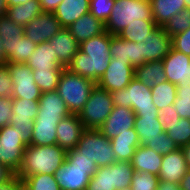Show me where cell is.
Returning a JSON list of instances; mask_svg holds the SVG:
<instances>
[{"label": "cell", "mask_w": 190, "mask_h": 190, "mask_svg": "<svg viewBox=\"0 0 190 190\" xmlns=\"http://www.w3.org/2000/svg\"><path fill=\"white\" fill-rule=\"evenodd\" d=\"M67 158V151L59 145H27L24 150L23 162L16 174L21 180L35 174L54 175Z\"/></svg>", "instance_id": "6da1fadb"}, {"label": "cell", "mask_w": 190, "mask_h": 190, "mask_svg": "<svg viewBox=\"0 0 190 190\" xmlns=\"http://www.w3.org/2000/svg\"><path fill=\"white\" fill-rule=\"evenodd\" d=\"M95 85V81L64 68L56 91L63 98L70 113L78 114L83 109Z\"/></svg>", "instance_id": "7a4b0ae2"}, {"label": "cell", "mask_w": 190, "mask_h": 190, "mask_svg": "<svg viewBox=\"0 0 190 190\" xmlns=\"http://www.w3.org/2000/svg\"><path fill=\"white\" fill-rule=\"evenodd\" d=\"M114 106L132 108L135 115H159L153 103L151 88L135 77L121 90L110 92Z\"/></svg>", "instance_id": "3957f363"}, {"label": "cell", "mask_w": 190, "mask_h": 190, "mask_svg": "<svg viewBox=\"0 0 190 190\" xmlns=\"http://www.w3.org/2000/svg\"><path fill=\"white\" fill-rule=\"evenodd\" d=\"M74 149L77 151V158L94 160L98 168L116 162L110 139L106 138L99 129H84Z\"/></svg>", "instance_id": "277c9868"}, {"label": "cell", "mask_w": 190, "mask_h": 190, "mask_svg": "<svg viewBox=\"0 0 190 190\" xmlns=\"http://www.w3.org/2000/svg\"><path fill=\"white\" fill-rule=\"evenodd\" d=\"M139 20H154L151 3L135 0H115L111 14L105 23V30L118 35L128 25Z\"/></svg>", "instance_id": "5b68a950"}, {"label": "cell", "mask_w": 190, "mask_h": 190, "mask_svg": "<svg viewBox=\"0 0 190 190\" xmlns=\"http://www.w3.org/2000/svg\"><path fill=\"white\" fill-rule=\"evenodd\" d=\"M134 172L129 161H116L110 166L98 168L90 178L86 190L129 189Z\"/></svg>", "instance_id": "8992f818"}, {"label": "cell", "mask_w": 190, "mask_h": 190, "mask_svg": "<svg viewBox=\"0 0 190 190\" xmlns=\"http://www.w3.org/2000/svg\"><path fill=\"white\" fill-rule=\"evenodd\" d=\"M113 107L111 94L96 84L78 117L84 129H99Z\"/></svg>", "instance_id": "52a82bcc"}, {"label": "cell", "mask_w": 190, "mask_h": 190, "mask_svg": "<svg viewBox=\"0 0 190 190\" xmlns=\"http://www.w3.org/2000/svg\"><path fill=\"white\" fill-rule=\"evenodd\" d=\"M22 132L9 124L0 129V163L15 174L21 168L26 144L22 141Z\"/></svg>", "instance_id": "ba28073f"}, {"label": "cell", "mask_w": 190, "mask_h": 190, "mask_svg": "<svg viewBox=\"0 0 190 190\" xmlns=\"http://www.w3.org/2000/svg\"><path fill=\"white\" fill-rule=\"evenodd\" d=\"M13 81L12 98L39 100L41 91L37 86L32 69L26 63L5 64Z\"/></svg>", "instance_id": "9c48e42d"}, {"label": "cell", "mask_w": 190, "mask_h": 190, "mask_svg": "<svg viewBox=\"0 0 190 190\" xmlns=\"http://www.w3.org/2000/svg\"><path fill=\"white\" fill-rule=\"evenodd\" d=\"M39 100L13 98V116L10 124L22 132V141L29 145L32 140L33 123L39 111Z\"/></svg>", "instance_id": "30bf717a"}, {"label": "cell", "mask_w": 190, "mask_h": 190, "mask_svg": "<svg viewBox=\"0 0 190 190\" xmlns=\"http://www.w3.org/2000/svg\"><path fill=\"white\" fill-rule=\"evenodd\" d=\"M134 72L135 68L130 62L118 60V57H111L108 68L96 84L109 93L121 90L130 84V81L135 77Z\"/></svg>", "instance_id": "8fae6325"}, {"label": "cell", "mask_w": 190, "mask_h": 190, "mask_svg": "<svg viewBox=\"0 0 190 190\" xmlns=\"http://www.w3.org/2000/svg\"><path fill=\"white\" fill-rule=\"evenodd\" d=\"M98 167L73 166L67 160L54 174L61 190H86Z\"/></svg>", "instance_id": "7c38bea8"}, {"label": "cell", "mask_w": 190, "mask_h": 190, "mask_svg": "<svg viewBox=\"0 0 190 190\" xmlns=\"http://www.w3.org/2000/svg\"><path fill=\"white\" fill-rule=\"evenodd\" d=\"M110 60L111 56L91 57L79 49L66 68L72 73L89 78L97 83L108 68Z\"/></svg>", "instance_id": "4fadbf2b"}, {"label": "cell", "mask_w": 190, "mask_h": 190, "mask_svg": "<svg viewBox=\"0 0 190 190\" xmlns=\"http://www.w3.org/2000/svg\"><path fill=\"white\" fill-rule=\"evenodd\" d=\"M61 29L62 26L53 13L42 12L24 26V34L40 44L49 41Z\"/></svg>", "instance_id": "5bb4252c"}, {"label": "cell", "mask_w": 190, "mask_h": 190, "mask_svg": "<svg viewBox=\"0 0 190 190\" xmlns=\"http://www.w3.org/2000/svg\"><path fill=\"white\" fill-rule=\"evenodd\" d=\"M162 64L167 81L176 86L190 84V56L171 48Z\"/></svg>", "instance_id": "9a60e30c"}, {"label": "cell", "mask_w": 190, "mask_h": 190, "mask_svg": "<svg viewBox=\"0 0 190 190\" xmlns=\"http://www.w3.org/2000/svg\"><path fill=\"white\" fill-rule=\"evenodd\" d=\"M135 117L132 108L114 106L99 130L106 138L112 139L119 133L127 132V130L133 128Z\"/></svg>", "instance_id": "2e32d148"}, {"label": "cell", "mask_w": 190, "mask_h": 190, "mask_svg": "<svg viewBox=\"0 0 190 190\" xmlns=\"http://www.w3.org/2000/svg\"><path fill=\"white\" fill-rule=\"evenodd\" d=\"M109 52L112 58L130 62L134 68L144 63L143 42L135 43L110 34Z\"/></svg>", "instance_id": "e0dca14e"}, {"label": "cell", "mask_w": 190, "mask_h": 190, "mask_svg": "<svg viewBox=\"0 0 190 190\" xmlns=\"http://www.w3.org/2000/svg\"><path fill=\"white\" fill-rule=\"evenodd\" d=\"M172 48V37L163 29L157 26L149 33L148 38L143 42L144 63L163 60Z\"/></svg>", "instance_id": "ac0fdd59"}, {"label": "cell", "mask_w": 190, "mask_h": 190, "mask_svg": "<svg viewBox=\"0 0 190 190\" xmlns=\"http://www.w3.org/2000/svg\"><path fill=\"white\" fill-rule=\"evenodd\" d=\"M84 126L78 114H70L63 117L56 127L57 145L66 151L74 149L80 140Z\"/></svg>", "instance_id": "d6986e66"}, {"label": "cell", "mask_w": 190, "mask_h": 190, "mask_svg": "<svg viewBox=\"0 0 190 190\" xmlns=\"http://www.w3.org/2000/svg\"><path fill=\"white\" fill-rule=\"evenodd\" d=\"M38 107L39 111L35 119L59 122L63 117L71 114L56 90L41 93Z\"/></svg>", "instance_id": "ffe728a7"}, {"label": "cell", "mask_w": 190, "mask_h": 190, "mask_svg": "<svg viewBox=\"0 0 190 190\" xmlns=\"http://www.w3.org/2000/svg\"><path fill=\"white\" fill-rule=\"evenodd\" d=\"M2 45L9 63H27L35 51L37 43L31 41L25 34L7 37Z\"/></svg>", "instance_id": "44dd1931"}, {"label": "cell", "mask_w": 190, "mask_h": 190, "mask_svg": "<svg viewBox=\"0 0 190 190\" xmlns=\"http://www.w3.org/2000/svg\"><path fill=\"white\" fill-rule=\"evenodd\" d=\"M188 170L184 154L181 148H178L167 155H163L158 178L160 181L179 184Z\"/></svg>", "instance_id": "7402d4cb"}, {"label": "cell", "mask_w": 190, "mask_h": 190, "mask_svg": "<svg viewBox=\"0 0 190 190\" xmlns=\"http://www.w3.org/2000/svg\"><path fill=\"white\" fill-rule=\"evenodd\" d=\"M47 42L52 45L58 62L65 68L72 62L73 56L79 50V44L67 28H62Z\"/></svg>", "instance_id": "603a6c76"}, {"label": "cell", "mask_w": 190, "mask_h": 190, "mask_svg": "<svg viewBox=\"0 0 190 190\" xmlns=\"http://www.w3.org/2000/svg\"><path fill=\"white\" fill-rule=\"evenodd\" d=\"M78 44L105 32V23L97 19L90 12L78 18L67 28Z\"/></svg>", "instance_id": "cb8c5ba5"}, {"label": "cell", "mask_w": 190, "mask_h": 190, "mask_svg": "<svg viewBox=\"0 0 190 190\" xmlns=\"http://www.w3.org/2000/svg\"><path fill=\"white\" fill-rule=\"evenodd\" d=\"M162 155L149 149L145 145H140L134 152L130 161L135 172H147L158 176L161 164Z\"/></svg>", "instance_id": "d4e9b609"}, {"label": "cell", "mask_w": 190, "mask_h": 190, "mask_svg": "<svg viewBox=\"0 0 190 190\" xmlns=\"http://www.w3.org/2000/svg\"><path fill=\"white\" fill-rule=\"evenodd\" d=\"M90 0H64L53 12L62 28H68L78 18L90 12Z\"/></svg>", "instance_id": "484cf974"}, {"label": "cell", "mask_w": 190, "mask_h": 190, "mask_svg": "<svg viewBox=\"0 0 190 190\" xmlns=\"http://www.w3.org/2000/svg\"><path fill=\"white\" fill-rule=\"evenodd\" d=\"M116 161H131L135 150L141 145L138 134L134 128L119 133L110 139Z\"/></svg>", "instance_id": "4316f807"}, {"label": "cell", "mask_w": 190, "mask_h": 190, "mask_svg": "<svg viewBox=\"0 0 190 190\" xmlns=\"http://www.w3.org/2000/svg\"><path fill=\"white\" fill-rule=\"evenodd\" d=\"M32 70L64 69L57 59V54L48 42L40 43L26 63Z\"/></svg>", "instance_id": "83f0119b"}, {"label": "cell", "mask_w": 190, "mask_h": 190, "mask_svg": "<svg viewBox=\"0 0 190 190\" xmlns=\"http://www.w3.org/2000/svg\"><path fill=\"white\" fill-rule=\"evenodd\" d=\"M158 115H136L134 129L138 134L141 145L153 141L164 131Z\"/></svg>", "instance_id": "f1b7e54d"}, {"label": "cell", "mask_w": 190, "mask_h": 190, "mask_svg": "<svg viewBox=\"0 0 190 190\" xmlns=\"http://www.w3.org/2000/svg\"><path fill=\"white\" fill-rule=\"evenodd\" d=\"M134 74L136 79L150 88L167 81L161 60L146 62L136 66Z\"/></svg>", "instance_id": "f546056e"}, {"label": "cell", "mask_w": 190, "mask_h": 190, "mask_svg": "<svg viewBox=\"0 0 190 190\" xmlns=\"http://www.w3.org/2000/svg\"><path fill=\"white\" fill-rule=\"evenodd\" d=\"M185 8L184 0H151L152 17L156 25L160 27H163L174 14Z\"/></svg>", "instance_id": "4dcf8cb0"}, {"label": "cell", "mask_w": 190, "mask_h": 190, "mask_svg": "<svg viewBox=\"0 0 190 190\" xmlns=\"http://www.w3.org/2000/svg\"><path fill=\"white\" fill-rule=\"evenodd\" d=\"M42 13L39 0H28L26 3L10 6L6 8V15L15 24L25 26L33 18Z\"/></svg>", "instance_id": "1f68e13d"}, {"label": "cell", "mask_w": 190, "mask_h": 190, "mask_svg": "<svg viewBox=\"0 0 190 190\" xmlns=\"http://www.w3.org/2000/svg\"><path fill=\"white\" fill-rule=\"evenodd\" d=\"M57 125V121L35 119L33 123L32 140L29 145H55L57 143Z\"/></svg>", "instance_id": "d6a6232c"}, {"label": "cell", "mask_w": 190, "mask_h": 190, "mask_svg": "<svg viewBox=\"0 0 190 190\" xmlns=\"http://www.w3.org/2000/svg\"><path fill=\"white\" fill-rule=\"evenodd\" d=\"M157 27L154 20H139L128 24L122 32L118 34L122 39L135 43L145 42L150 32Z\"/></svg>", "instance_id": "836d02e7"}, {"label": "cell", "mask_w": 190, "mask_h": 190, "mask_svg": "<svg viewBox=\"0 0 190 190\" xmlns=\"http://www.w3.org/2000/svg\"><path fill=\"white\" fill-rule=\"evenodd\" d=\"M109 48L110 33L107 31L79 44V49L91 57L110 56Z\"/></svg>", "instance_id": "e575fe53"}, {"label": "cell", "mask_w": 190, "mask_h": 190, "mask_svg": "<svg viewBox=\"0 0 190 190\" xmlns=\"http://www.w3.org/2000/svg\"><path fill=\"white\" fill-rule=\"evenodd\" d=\"M154 105L160 111L168 105H173L176 100V85L169 81L162 82L151 88Z\"/></svg>", "instance_id": "d590c367"}, {"label": "cell", "mask_w": 190, "mask_h": 190, "mask_svg": "<svg viewBox=\"0 0 190 190\" xmlns=\"http://www.w3.org/2000/svg\"><path fill=\"white\" fill-rule=\"evenodd\" d=\"M163 130L179 148L190 143V119L180 118L172 124H164Z\"/></svg>", "instance_id": "8d00e7d4"}, {"label": "cell", "mask_w": 190, "mask_h": 190, "mask_svg": "<svg viewBox=\"0 0 190 190\" xmlns=\"http://www.w3.org/2000/svg\"><path fill=\"white\" fill-rule=\"evenodd\" d=\"M62 71L63 69L32 70L34 80L41 93L56 90Z\"/></svg>", "instance_id": "74e56055"}, {"label": "cell", "mask_w": 190, "mask_h": 190, "mask_svg": "<svg viewBox=\"0 0 190 190\" xmlns=\"http://www.w3.org/2000/svg\"><path fill=\"white\" fill-rule=\"evenodd\" d=\"M190 27V9L185 8L174 14L168 22L165 23L163 29L169 34L170 37L184 32Z\"/></svg>", "instance_id": "f35d334b"}, {"label": "cell", "mask_w": 190, "mask_h": 190, "mask_svg": "<svg viewBox=\"0 0 190 190\" xmlns=\"http://www.w3.org/2000/svg\"><path fill=\"white\" fill-rule=\"evenodd\" d=\"M30 190H61L54 175L35 174L22 179Z\"/></svg>", "instance_id": "ab89813d"}, {"label": "cell", "mask_w": 190, "mask_h": 190, "mask_svg": "<svg viewBox=\"0 0 190 190\" xmlns=\"http://www.w3.org/2000/svg\"><path fill=\"white\" fill-rule=\"evenodd\" d=\"M176 100L173 103L176 113L181 118L190 119V84L176 86Z\"/></svg>", "instance_id": "60d3db41"}, {"label": "cell", "mask_w": 190, "mask_h": 190, "mask_svg": "<svg viewBox=\"0 0 190 190\" xmlns=\"http://www.w3.org/2000/svg\"><path fill=\"white\" fill-rule=\"evenodd\" d=\"M156 175L147 172H134L130 189L131 190H156L159 184Z\"/></svg>", "instance_id": "b9f144b4"}, {"label": "cell", "mask_w": 190, "mask_h": 190, "mask_svg": "<svg viewBox=\"0 0 190 190\" xmlns=\"http://www.w3.org/2000/svg\"><path fill=\"white\" fill-rule=\"evenodd\" d=\"M144 145L149 149H153L162 156L167 155L168 153L173 152L179 148L165 131H163L158 138L153 141H147Z\"/></svg>", "instance_id": "7bdbcfd3"}, {"label": "cell", "mask_w": 190, "mask_h": 190, "mask_svg": "<svg viewBox=\"0 0 190 190\" xmlns=\"http://www.w3.org/2000/svg\"><path fill=\"white\" fill-rule=\"evenodd\" d=\"M115 0H90V13L106 23L111 14Z\"/></svg>", "instance_id": "ee69618b"}, {"label": "cell", "mask_w": 190, "mask_h": 190, "mask_svg": "<svg viewBox=\"0 0 190 190\" xmlns=\"http://www.w3.org/2000/svg\"><path fill=\"white\" fill-rule=\"evenodd\" d=\"M24 34V27L8 18L6 14L0 16V39L7 40V37Z\"/></svg>", "instance_id": "f6af8a7d"}, {"label": "cell", "mask_w": 190, "mask_h": 190, "mask_svg": "<svg viewBox=\"0 0 190 190\" xmlns=\"http://www.w3.org/2000/svg\"><path fill=\"white\" fill-rule=\"evenodd\" d=\"M172 48L190 56V27L172 37Z\"/></svg>", "instance_id": "bcb514c9"}, {"label": "cell", "mask_w": 190, "mask_h": 190, "mask_svg": "<svg viewBox=\"0 0 190 190\" xmlns=\"http://www.w3.org/2000/svg\"><path fill=\"white\" fill-rule=\"evenodd\" d=\"M13 81L6 65L0 66V97L12 96Z\"/></svg>", "instance_id": "7dc6e473"}, {"label": "cell", "mask_w": 190, "mask_h": 190, "mask_svg": "<svg viewBox=\"0 0 190 190\" xmlns=\"http://www.w3.org/2000/svg\"><path fill=\"white\" fill-rule=\"evenodd\" d=\"M13 98H2L0 97V129L10 124L13 116Z\"/></svg>", "instance_id": "c3c4849f"}, {"label": "cell", "mask_w": 190, "mask_h": 190, "mask_svg": "<svg viewBox=\"0 0 190 190\" xmlns=\"http://www.w3.org/2000/svg\"><path fill=\"white\" fill-rule=\"evenodd\" d=\"M164 124H172L178 121L181 117L176 113L173 105H168L159 111L157 117Z\"/></svg>", "instance_id": "681fc988"}, {"label": "cell", "mask_w": 190, "mask_h": 190, "mask_svg": "<svg viewBox=\"0 0 190 190\" xmlns=\"http://www.w3.org/2000/svg\"><path fill=\"white\" fill-rule=\"evenodd\" d=\"M66 160L73 166L81 167H97L96 161L87 158H77V151L75 149L67 151Z\"/></svg>", "instance_id": "f907efd6"}, {"label": "cell", "mask_w": 190, "mask_h": 190, "mask_svg": "<svg viewBox=\"0 0 190 190\" xmlns=\"http://www.w3.org/2000/svg\"><path fill=\"white\" fill-rule=\"evenodd\" d=\"M64 0H39L42 12L53 13Z\"/></svg>", "instance_id": "816d5d0a"}, {"label": "cell", "mask_w": 190, "mask_h": 190, "mask_svg": "<svg viewBox=\"0 0 190 190\" xmlns=\"http://www.w3.org/2000/svg\"><path fill=\"white\" fill-rule=\"evenodd\" d=\"M22 180L15 174L8 181L0 185V190H17L18 184Z\"/></svg>", "instance_id": "f5cc1de1"}, {"label": "cell", "mask_w": 190, "mask_h": 190, "mask_svg": "<svg viewBox=\"0 0 190 190\" xmlns=\"http://www.w3.org/2000/svg\"><path fill=\"white\" fill-rule=\"evenodd\" d=\"M15 173L10 170L7 166L0 163V185L12 178Z\"/></svg>", "instance_id": "db71d44e"}, {"label": "cell", "mask_w": 190, "mask_h": 190, "mask_svg": "<svg viewBox=\"0 0 190 190\" xmlns=\"http://www.w3.org/2000/svg\"><path fill=\"white\" fill-rule=\"evenodd\" d=\"M156 190H181L178 183H171L168 181H159Z\"/></svg>", "instance_id": "11a10c76"}, {"label": "cell", "mask_w": 190, "mask_h": 190, "mask_svg": "<svg viewBox=\"0 0 190 190\" xmlns=\"http://www.w3.org/2000/svg\"><path fill=\"white\" fill-rule=\"evenodd\" d=\"M181 190H190V170L183 176L182 180L179 183Z\"/></svg>", "instance_id": "9f6ffc18"}, {"label": "cell", "mask_w": 190, "mask_h": 190, "mask_svg": "<svg viewBox=\"0 0 190 190\" xmlns=\"http://www.w3.org/2000/svg\"><path fill=\"white\" fill-rule=\"evenodd\" d=\"M181 150H182L184 157H185V160L187 162L188 169L190 170V143L182 146Z\"/></svg>", "instance_id": "6f0895ef"}, {"label": "cell", "mask_w": 190, "mask_h": 190, "mask_svg": "<svg viewBox=\"0 0 190 190\" xmlns=\"http://www.w3.org/2000/svg\"><path fill=\"white\" fill-rule=\"evenodd\" d=\"M7 63L6 54L2 45V40L0 39V66H3Z\"/></svg>", "instance_id": "680465c9"}, {"label": "cell", "mask_w": 190, "mask_h": 190, "mask_svg": "<svg viewBox=\"0 0 190 190\" xmlns=\"http://www.w3.org/2000/svg\"><path fill=\"white\" fill-rule=\"evenodd\" d=\"M28 0H4L6 7L26 3Z\"/></svg>", "instance_id": "91938a15"}, {"label": "cell", "mask_w": 190, "mask_h": 190, "mask_svg": "<svg viewBox=\"0 0 190 190\" xmlns=\"http://www.w3.org/2000/svg\"><path fill=\"white\" fill-rule=\"evenodd\" d=\"M6 8L4 0H0V16L6 13Z\"/></svg>", "instance_id": "94428289"}, {"label": "cell", "mask_w": 190, "mask_h": 190, "mask_svg": "<svg viewBox=\"0 0 190 190\" xmlns=\"http://www.w3.org/2000/svg\"><path fill=\"white\" fill-rule=\"evenodd\" d=\"M17 190H30V189H29V187H28L23 181H21V182L18 184Z\"/></svg>", "instance_id": "6125c7cd"}, {"label": "cell", "mask_w": 190, "mask_h": 190, "mask_svg": "<svg viewBox=\"0 0 190 190\" xmlns=\"http://www.w3.org/2000/svg\"><path fill=\"white\" fill-rule=\"evenodd\" d=\"M185 3H186V8H189L190 9V0H184Z\"/></svg>", "instance_id": "be15d7a7"}, {"label": "cell", "mask_w": 190, "mask_h": 190, "mask_svg": "<svg viewBox=\"0 0 190 190\" xmlns=\"http://www.w3.org/2000/svg\"><path fill=\"white\" fill-rule=\"evenodd\" d=\"M135 1L151 3V0H135Z\"/></svg>", "instance_id": "e7e4bbea"}]
</instances>
